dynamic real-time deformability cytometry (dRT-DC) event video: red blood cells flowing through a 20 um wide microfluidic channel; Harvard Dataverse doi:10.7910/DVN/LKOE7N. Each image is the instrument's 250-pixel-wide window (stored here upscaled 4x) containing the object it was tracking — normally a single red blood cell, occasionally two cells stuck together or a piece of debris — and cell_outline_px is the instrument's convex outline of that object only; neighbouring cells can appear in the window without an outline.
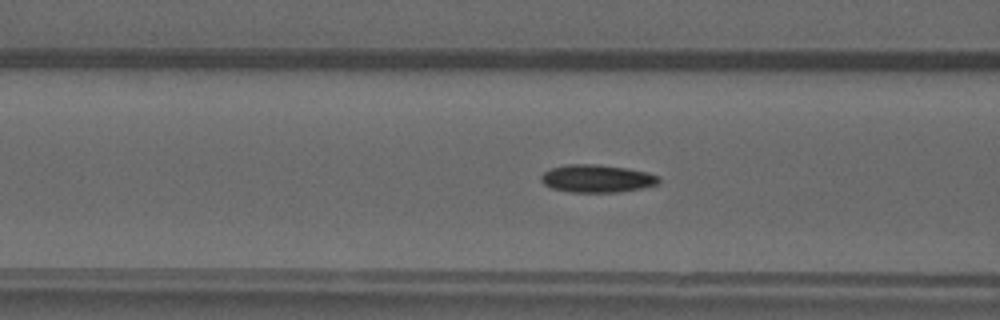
{"species": "common noctule bat (a hibernating species)", "species_latin": "Nyctalus noctula", "temperature_condition": "warm", "stored_images_in_passage": 46, "camera_frame_rate_fps": 3000, "um_per_image_px": 0.085, "animal": {"sex": "male", "forearm_length_mm": 52.5}, "frame": {"image": 1, "passage_image": 20, "time_ms": 6.333, "image_size_px": [1000, 320], "cell_outline_px": [[660, 180], [656, 184], [640, 188], [616, 192], [568, 192], [552, 188], [544, 184], [540, 180], [540, 176], [544, 172], [552, 168], [564, 164], [596, 164], [628, 168], [648, 172], [660, 176]], "centroid_in_image_um": [50.72, 15.16], "position_along_channel_um": 115.9, "area_um2": 19.07}}
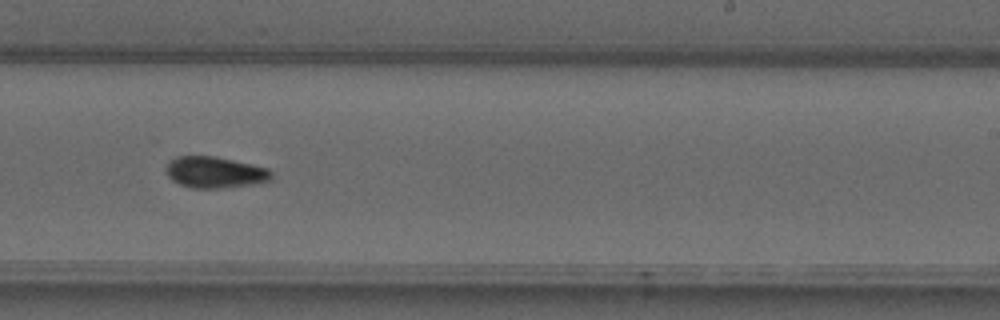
{"frame": {"image": 2, "passage_image": 31, "time_ms": 10.0, "image_size_px": [1000, 320], "cell_outline_px": [[272, 180], [252, 184], [220, 188], [192, 188], [180, 184], [172, 180], [168, 176], [164, 168], [176, 156], [212, 156], [252, 164], [268, 168], [272, 172]], "centroid_in_image_um": [18.27, 14.65], "position_along_channel_um": 270.7, "area_um2": 19.13}}
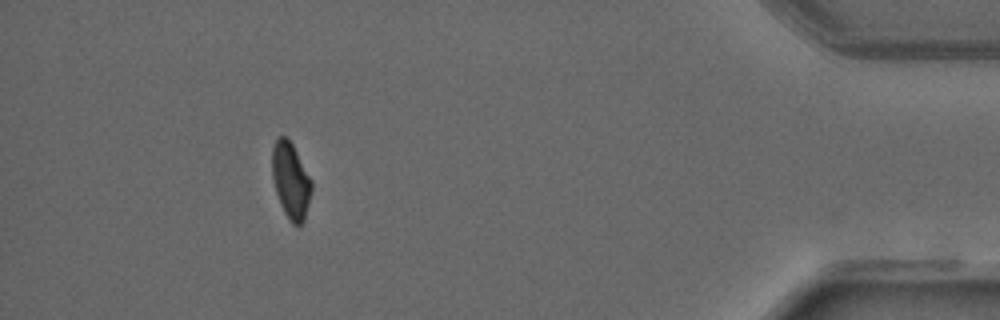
{"frame": {"image": 3, "passage_image": 45, "time_ms": 14.667, "image_size_px": [1000, 320], "cell_outline_px": [[312, 188], [304, 220], [300, 224], [292, 224], [284, 212], [280, 204], [276, 192], [272, 176], [272, 148], [276, 140], [280, 136], [288, 136], [312, 180]], "centroid_in_image_um": [24.71, 15.32], "position_along_channel_um": 410.5, "area_um2": 17.4}}